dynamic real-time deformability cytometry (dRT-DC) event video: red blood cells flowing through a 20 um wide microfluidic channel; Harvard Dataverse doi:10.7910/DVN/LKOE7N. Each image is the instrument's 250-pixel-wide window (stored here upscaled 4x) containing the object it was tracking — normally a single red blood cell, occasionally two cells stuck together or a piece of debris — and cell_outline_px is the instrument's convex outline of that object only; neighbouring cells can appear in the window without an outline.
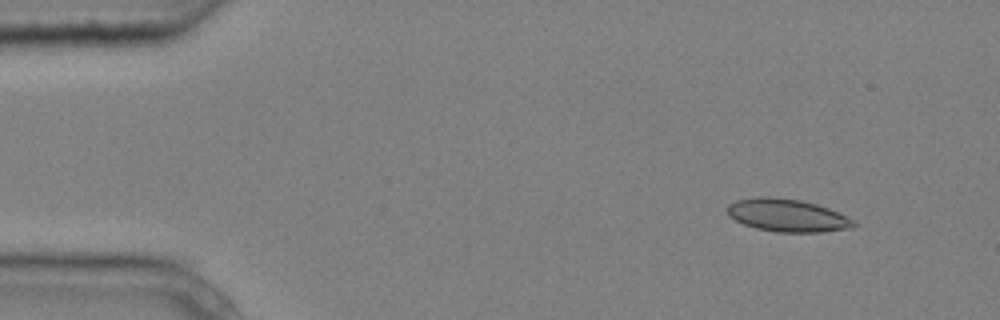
{"species": "common noctule bat (a hibernating species)", "species_latin": "Nyctalus noctula", "temperature_condition": "cold", "stored_images_in_passage": 5, "camera_frame_rate_fps": 3000, "um_per_image_px": 0.085, "animal": {"sex": "male", "body_mass_g": 20.4}, "frame": {"image": 1, "passage_image": 2, "time_ms": 0.333, "image_size_px": [1000, 320], "cell_outline_px": [[856, 224], [852, 228], [820, 232], [776, 232], [756, 228], [744, 224], [728, 216], [728, 204], [736, 200], [760, 196], [768, 196], [800, 200], [816, 204], [828, 208], [856, 220]], "centroid_in_image_um": [66.93, 18.3], "position_along_channel_um": 18.1, "area_um2": 24.1}}
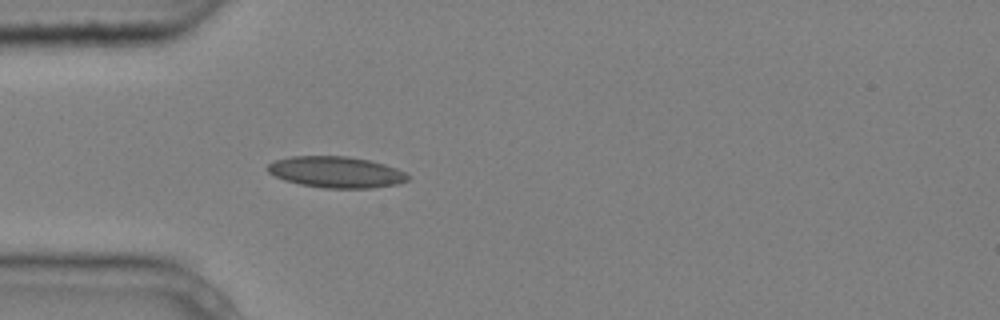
{"frame": {"image": 2, "passage_image": 5, "time_ms": 1.333, "image_size_px": [1000, 320], "cell_outline_px": [[408, 180], [396, 184], [372, 188], [324, 188], [300, 184], [284, 180], [268, 172], [268, 164], [276, 160], [292, 156], [348, 156], [368, 160], [384, 164], [396, 168], [404, 172], [408, 176]], "centroid_in_image_um": [28.56, 14.63], "position_along_channel_um": 56.4, "area_um2": 25.32}}